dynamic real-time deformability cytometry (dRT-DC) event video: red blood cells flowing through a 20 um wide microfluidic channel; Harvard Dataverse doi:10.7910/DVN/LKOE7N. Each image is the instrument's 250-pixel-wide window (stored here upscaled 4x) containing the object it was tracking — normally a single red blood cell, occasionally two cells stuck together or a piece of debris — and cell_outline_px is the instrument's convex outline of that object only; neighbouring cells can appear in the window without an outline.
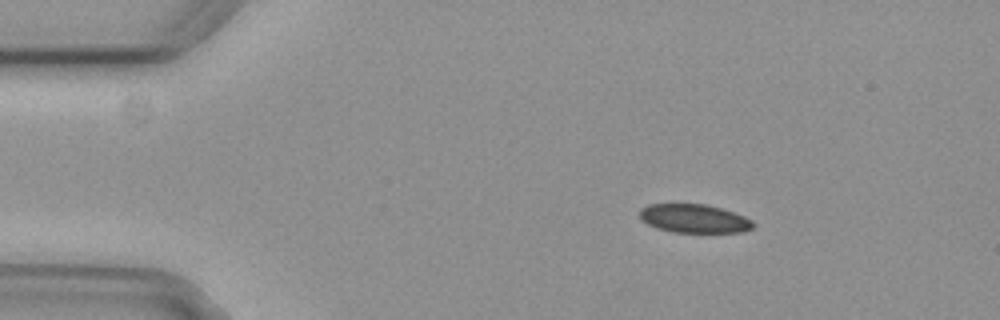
{"species": "common noctule bat (a hibernating species)", "species_latin": "Nyctalus noctula", "temperature_condition": "cold", "stored_images_in_passage": 3, "camera_frame_rate_fps": 3000, "um_per_image_px": 0.085, "animal": {"sex": "female", "body_mass_g": 29.2, "forearm_length_mm": 56.3}, "frame": {"image": 1, "passage_image": 1, "time_ms": 0.0, "image_size_px": [1000, 320], "cell_outline_px": [[756, 224], [752, 228], [744, 232], [672, 232], [648, 224], [640, 216], [640, 208], [648, 204], [704, 204], [720, 208], [744, 216], [752, 220]], "centroid_in_image_um": [59.03, 18.57], "position_along_channel_um": 26.0, "area_um2": 18.73}}